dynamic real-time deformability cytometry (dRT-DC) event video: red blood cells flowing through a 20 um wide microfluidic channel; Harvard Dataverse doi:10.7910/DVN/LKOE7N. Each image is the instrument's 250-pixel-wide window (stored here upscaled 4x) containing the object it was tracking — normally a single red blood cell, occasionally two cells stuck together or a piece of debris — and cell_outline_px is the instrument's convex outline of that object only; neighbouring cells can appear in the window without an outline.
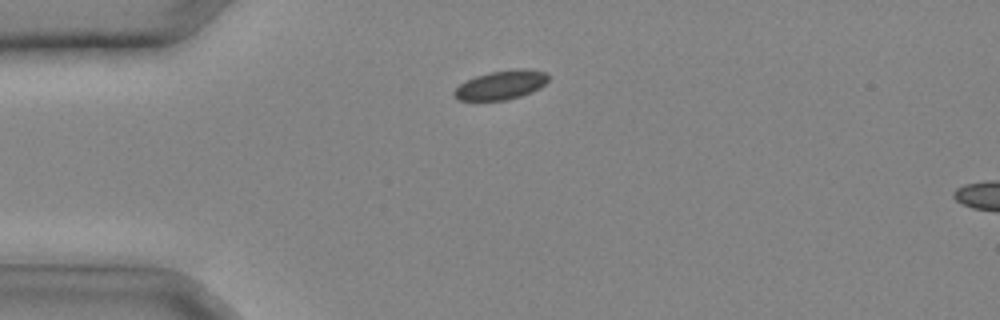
{"species": "common noctule bat (a hibernating species)", "species_latin": "Nyctalus noctula", "temperature_condition": "cold", "stored_images_in_passage": 22, "camera_frame_rate_fps": 3000, "um_per_image_px": 0.085, "animal": {"sex": "male", "body_mass_g": 20.4}, "frame": {"image": 1, "passage_image": 1, "time_ms": 0.0, "image_size_px": [1000, 320], "cell_outline_px": [[548, 80], [540, 88], [532, 92], [508, 100], [460, 100], [452, 92], [460, 84], [476, 76], [492, 72], [516, 68], [524, 68], [548, 72]], "centroid_in_image_um": [42.64, 7.21], "position_along_channel_um": 42.4, "area_um2": 15.84}}
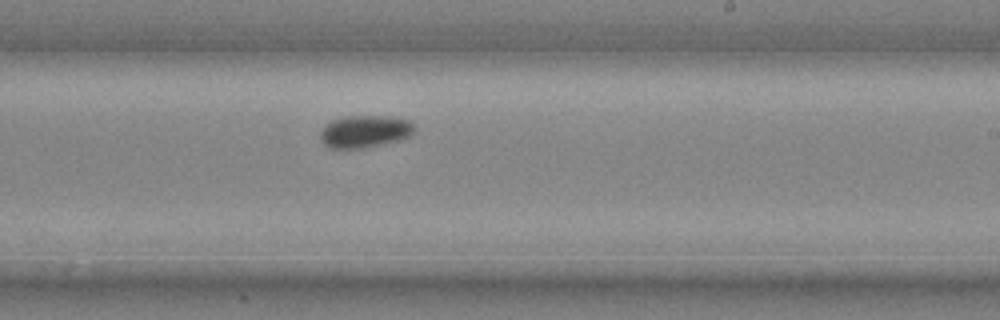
{"frame": {"image": 2, "passage_image": 13, "time_ms": 4.0, "image_size_px": [1000, 320], "cell_outline_px": [[416, 128], [412, 136], [400, 140], [360, 148], [328, 148], [320, 140], [320, 132], [324, 124], [332, 120], [348, 116], [388, 116], [412, 120]], "centroid_in_image_um": [31.04, 11.16], "position_along_channel_um": 258.0, "area_um2": 17.98}}
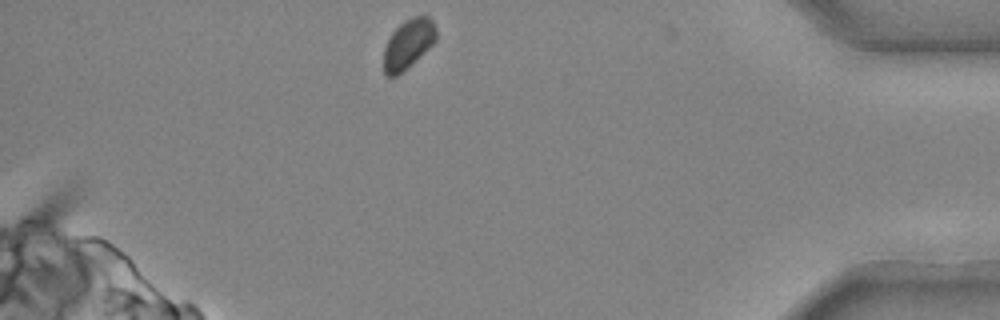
{"frame": {"image": 3, "passage_image": 22, "time_ms": 7.0, "image_size_px": [1000, 320], "cell_outline_px": [[436, 40], [412, 64], [396, 76], [384, 76], [384, 48], [392, 32], [404, 20], [416, 16], [428, 16], [432, 20], [436, 28]], "centroid_in_image_um": [34.69, 3.74], "position_along_channel_um": 400.5, "area_um2": 14.97}}